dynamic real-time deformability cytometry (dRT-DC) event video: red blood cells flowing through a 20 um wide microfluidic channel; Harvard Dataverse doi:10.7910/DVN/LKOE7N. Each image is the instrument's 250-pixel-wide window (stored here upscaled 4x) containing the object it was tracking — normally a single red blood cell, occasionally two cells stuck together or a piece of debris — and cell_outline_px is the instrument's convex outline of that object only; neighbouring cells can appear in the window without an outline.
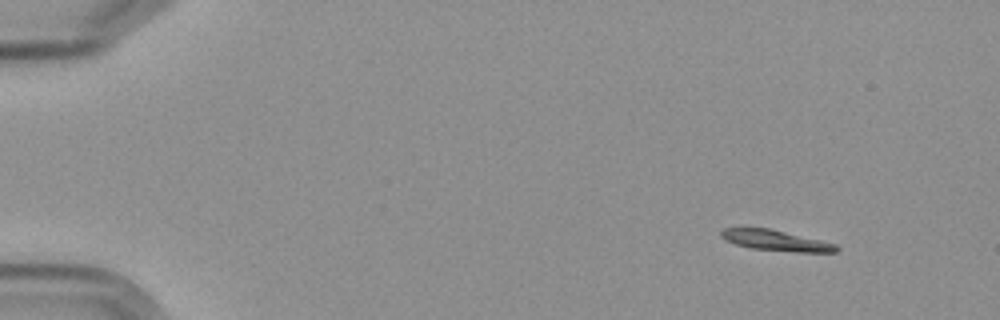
{"species": "Egyptian fruit bat (a non-hibernating species)", "species_latin": "Rousettus aegyptiacus", "temperature_condition": "cold", "stored_images_in_passage": 5, "camera_frame_rate_fps": 3000, "um_per_image_px": 0.085, "frame": {"image": 1, "passage_image": 1, "time_ms": 0.0, "image_size_px": [1000, 320], "cell_outline_px": [[840, 248], [836, 252], [796, 252], [752, 248], [736, 244], [724, 240], [720, 236], [720, 232], [724, 228], [740, 224], [768, 228], [836, 244]], "centroid_in_image_um": [65.81, 20.39], "position_along_channel_um": 19.2, "area_um2": 14.28}}
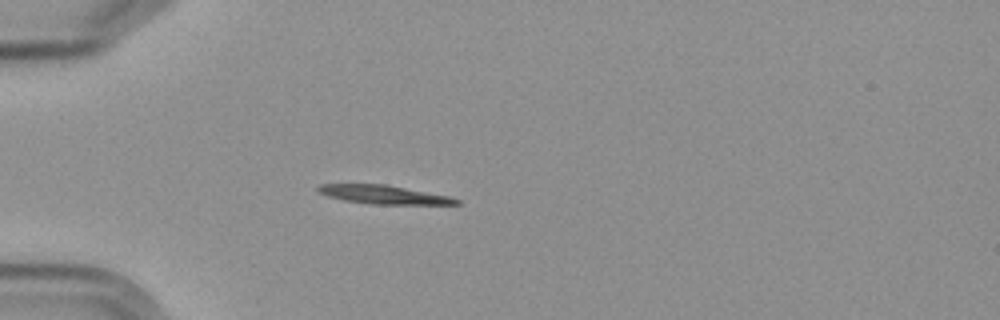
{"frame": {"image": 2, "passage_image": 4, "time_ms": 3.667, "image_size_px": [1000, 320], "cell_outline_px": [[460, 204], [372, 204], [344, 200], [328, 196], [316, 192], [316, 188], [320, 184], [384, 184], [452, 196], [460, 200]], "centroid_in_image_um": [32.61, 16.54], "position_along_channel_um": 52.4, "area_um2": 15.03}}